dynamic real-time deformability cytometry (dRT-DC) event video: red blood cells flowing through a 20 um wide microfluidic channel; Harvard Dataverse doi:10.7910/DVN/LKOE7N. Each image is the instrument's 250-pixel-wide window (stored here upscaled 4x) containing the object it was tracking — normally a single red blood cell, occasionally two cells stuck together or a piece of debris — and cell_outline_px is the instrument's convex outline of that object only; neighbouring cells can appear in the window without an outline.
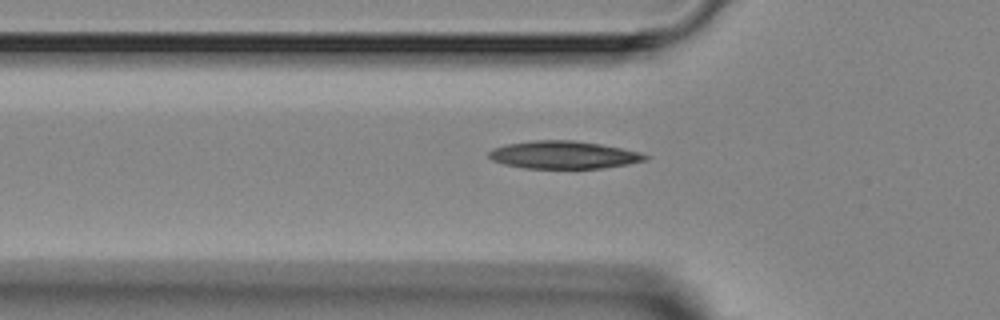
{"species": "Egyptian fruit bat (a non-hibernating species)", "species_latin": "Rousettus aegyptiacus", "temperature_condition": "room temperature", "stored_images_in_passage": 3, "camera_frame_rate_fps": 3000, "um_per_image_px": 0.085, "animal": {"sex": "female"}, "frame": {"image": 1, "passage_image": 3, "time_ms": 3.333, "image_size_px": [1000, 320], "cell_outline_px": [[652, 156], [648, 160], [628, 164], [604, 168], [524, 168], [504, 164], [492, 160], [488, 156], [488, 152], [492, 148], [508, 144], [536, 140], [572, 140], [600, 144], [640, 152]], "centroid_in_image_um": [47.94, 13.17], "position_along_channel_um": 77.9, "area_um2": 25.26}}